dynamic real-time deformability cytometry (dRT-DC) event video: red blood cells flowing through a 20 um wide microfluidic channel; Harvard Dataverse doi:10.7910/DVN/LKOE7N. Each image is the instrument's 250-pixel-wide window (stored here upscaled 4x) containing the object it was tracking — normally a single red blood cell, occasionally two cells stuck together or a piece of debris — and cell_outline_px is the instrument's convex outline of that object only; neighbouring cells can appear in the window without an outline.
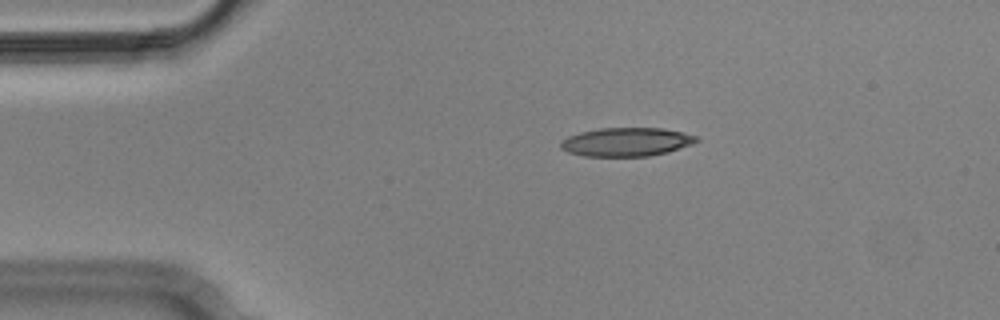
{"species": "Egyptian fruit bat (a non-hibernating species)", "species_latin": "Rousettus aegyptiacus", "temperature_condition": "cold", "stored_images_in_passage": 5, "camera_frame_rate_fps": 3000, "um_per_image_px": 0.085, "animal": {"sex": "male"}, "frame": {"image": 1, "passage_image": 3, "time_ms": 0.667, "image_size_px": [1000, 320], "cell_outline_px": [[700, 140], [692, 144], [668, 152], [648, 156], [584, 156], [568, 152], [560, 148], [560, 140], [568, 136], [580, 132], [600, 128], [664, 128], [696, 136]], "centroid_in_image_um": [53.22, 12.06], "position_along_channel_um": 31.8, "area_um2": 22.66}}